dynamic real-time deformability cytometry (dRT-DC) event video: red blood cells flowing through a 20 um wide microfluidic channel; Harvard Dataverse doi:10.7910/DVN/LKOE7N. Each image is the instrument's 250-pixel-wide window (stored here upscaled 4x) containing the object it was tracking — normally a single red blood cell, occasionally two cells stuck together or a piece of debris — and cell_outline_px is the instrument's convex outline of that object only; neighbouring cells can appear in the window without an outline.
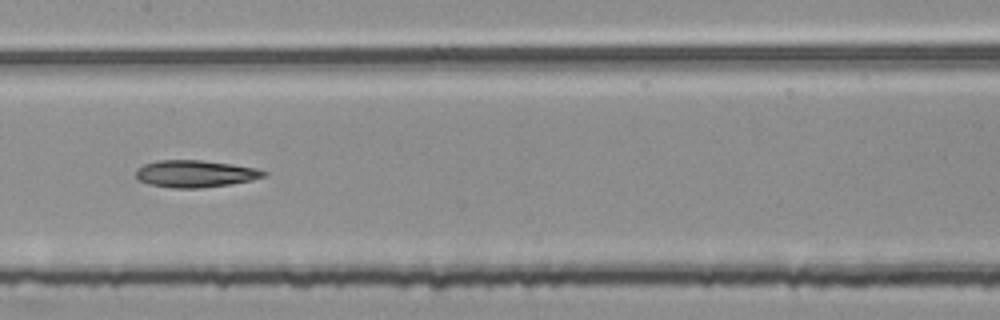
{"species": "common noctule bat (a hibernating species)", "species_latin": "Nyctalus noctula", "temperature_condition": "room temperature", "stored_images_in_passage": 54, "segment_of_instrument_passage": [2, 2], "camera_frame_rate_fps": 3000, "um_per_image_px": 0.085, "animal": {"sex": "female", "body_mass_g": 25.1}, "frame": {"image": 1, "passage_image": 27, "time_ms": 8.667, "image_size_px": [1000, 320], "cell_outline_px": [[268, 172], [264, 176], [252, 180], [228, 184], [200, 188], [172, 188], [148, 184], [140, 180], [136, 176], [136, 172], [144, 164], [156, 160], [200, 160], [232, 164], [256, 168]], "centroid_in_image_um": [16.59, 14.76], "position_along_channel_um": 190.8, "area_um2": 20.0}}
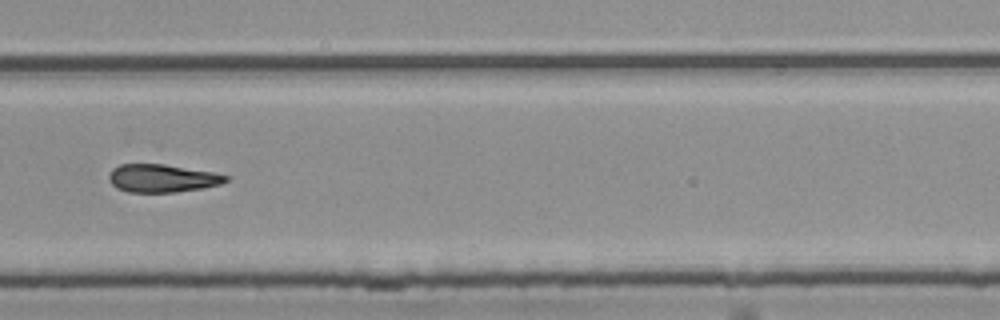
{"frame": {"image": 2, "passage_image": 37, "time_ms": 12.0, "image_size_px": [1000, 320], "cell_outline_px": [[232, 176], [228, 180], [220, 184], [204, 188], [176, 192], [128, 192], [116, 188], [108, 180], [108, 176], [112, 168], [120, 164], [164, 164], [212, 172]], "centroid_in_image_um": [13.78, 15.15], "position_along_channel_um": 316.0, "area_um2": 19.19}}
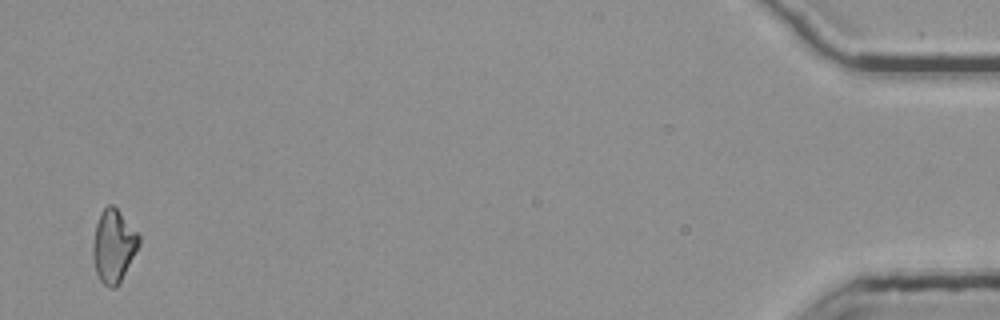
{"frame": {"image": 3, "passage_image": 53, "time_ms": 17.333, "image_size_px": [1000, 320], "cell_outline_px": [[140, 244], [120, 284], [116, 288], [108, 288], [100, 280], [96, 272], [92, 256], [92, 244], [96, 224], [100, 212], [108, 204], [112, 204], [116, 208], [140, 236]], "centroid_in_image_um": [9.64, 20.94], "position_along_channel_um": 425.6, "area_um2": 19.65}}